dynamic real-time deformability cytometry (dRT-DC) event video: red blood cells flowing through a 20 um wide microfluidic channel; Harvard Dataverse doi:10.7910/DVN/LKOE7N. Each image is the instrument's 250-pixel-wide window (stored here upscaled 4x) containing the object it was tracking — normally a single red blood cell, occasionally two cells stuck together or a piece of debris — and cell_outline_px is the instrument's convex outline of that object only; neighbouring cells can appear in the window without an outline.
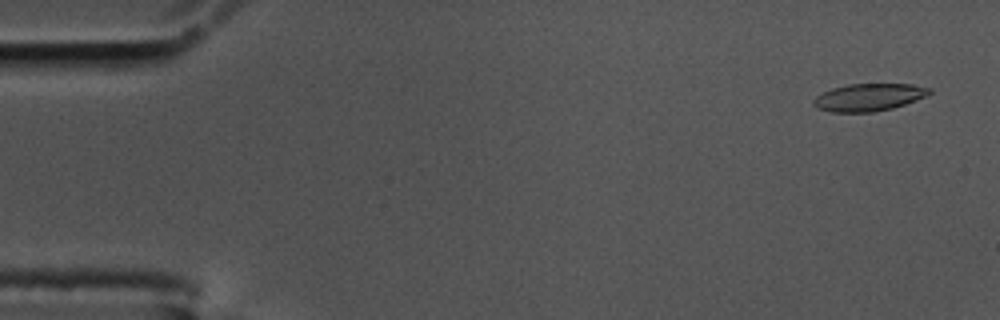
{"species": "common noctule bat (a hibernating species)", "species_latin": "Nyctalus noctula", "temperature_condition": "cold", "stored_images_in_passage": 10, "camera_frame_rate_fps": 3000, "um_per_image_px": 0.085, "animal": {"sex": "male", "body_mass_g": 17.5, "forearm_length_mm": 52.3}, "frame": {"image": 1, "passage_image": 3, "time_ms": 0.667, "image_size_px": [1000, 320], "cell_outline_px": [[932, 92], [916, 100], [892, 108], [872, 112], [832, 112], [820, 108], [812, 104], [812, 100], [816, 96], [832, 88], [848, 84], [912, 84], [932, 88]], "centroid_in_image_um": [73.85, 8.26], "position_along_channel_um": 11.2, "area_um2": 18.38}}